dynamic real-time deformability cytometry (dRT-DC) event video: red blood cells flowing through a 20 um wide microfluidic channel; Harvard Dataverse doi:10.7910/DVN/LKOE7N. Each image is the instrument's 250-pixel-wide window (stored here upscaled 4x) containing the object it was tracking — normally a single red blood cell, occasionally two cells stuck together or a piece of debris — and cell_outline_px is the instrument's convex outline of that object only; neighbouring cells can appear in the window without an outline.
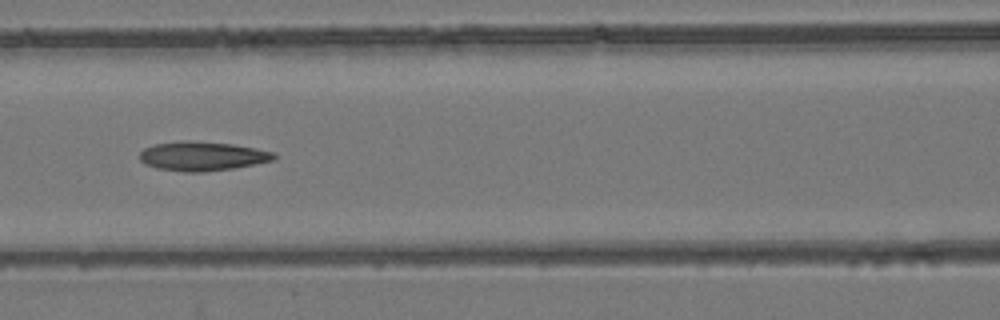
{"species": "common noctule bat (a hibernating species)", "species_latin": "Nyctalus noctula", "temperature_condition": "room temperature", "stored_images_in_passage": 7, "camera_frame_rate_fps": 3000, "um_per_image_px": 0.085, "animal": {"sex": "female", "body_mass_g": 24.6, "forearm_length_mm": 56.2}, "frame": {"image": 1, "passage_image": 6, "time_ms": 1.667, "image_size_px": [1000, 320], "cell_outline_px": [[276, 156], [272, 160], [232, 168], [200, 172], [184, 172], [156, 168], [144, 164], [140, 160], [140, 152], [144, 148], [156, 144], [184, 140], [232, 144], [256, 148], [276, 152]], "centroid_in_image_um": [17.16, 13.27], "position_along_channel_um": 149.4, "area_um2": 22.66}}
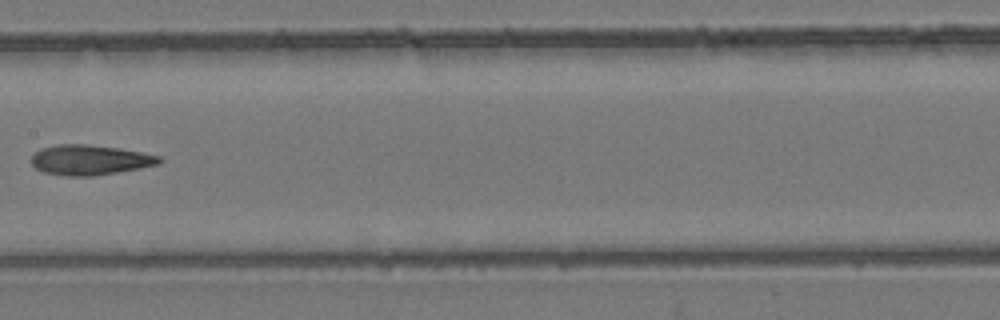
{"frame": {"image": 2, "passage_image": 7, "time_ms": 2.0, "image_size_px": [1000, 320], "cell_outline_px": [[164, 160], [160, 164], [140, 168], [92, 176], [68, 176], [44, 172], [36, 168], [32, 164], [32, 156], [40, 148], [56, 144], [88, 144], [120, 148], [160, 156]], "centroid_in_image_um": [7.65, 13.58], "position_along_channel_um": 199.7, "area_um2": 22.43}}